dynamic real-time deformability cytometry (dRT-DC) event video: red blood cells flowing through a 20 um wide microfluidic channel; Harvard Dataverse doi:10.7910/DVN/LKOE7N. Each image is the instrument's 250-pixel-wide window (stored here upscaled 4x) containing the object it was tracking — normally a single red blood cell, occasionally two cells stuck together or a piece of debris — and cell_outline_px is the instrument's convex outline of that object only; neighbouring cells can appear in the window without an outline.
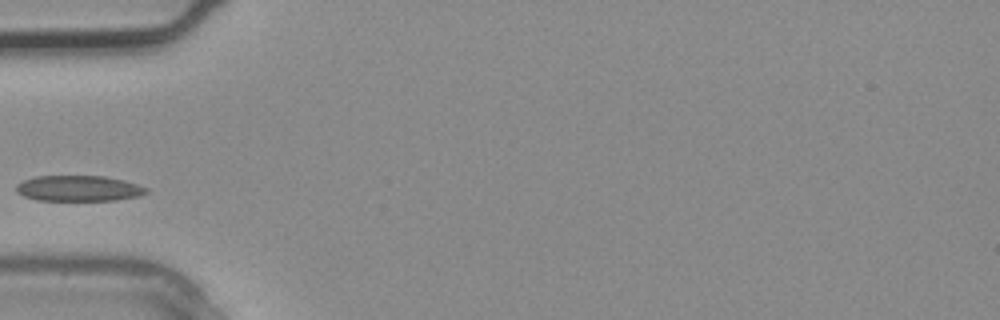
{"species": "common noctule bat (a hibernating species)", "species_latin": "Nyctalus noctula", "temperature_condition": "warm", "stored_images_in_passage": 1, "camera_frame_rate_fps": 3000, "um_per_image_px": 0.085, "animal": {"sex": "male", "body_mass_g": 20.4}, "frame": {"image": 1, "passage_image": 1, "time_ms": 0.0, "image_size_px": [1000, 320], "cell_outline_px": [[148, 192], [140, 196], [116, 200], [36, 200], [24, 196], [16, 192], [16, 184], [32, 176], [104, 176], [124, 180], [148, 188]], "centroid_in_image_um": [6.67, 16.01], "position_along_channel_um": 78.3, "area_um2": 19.54}}